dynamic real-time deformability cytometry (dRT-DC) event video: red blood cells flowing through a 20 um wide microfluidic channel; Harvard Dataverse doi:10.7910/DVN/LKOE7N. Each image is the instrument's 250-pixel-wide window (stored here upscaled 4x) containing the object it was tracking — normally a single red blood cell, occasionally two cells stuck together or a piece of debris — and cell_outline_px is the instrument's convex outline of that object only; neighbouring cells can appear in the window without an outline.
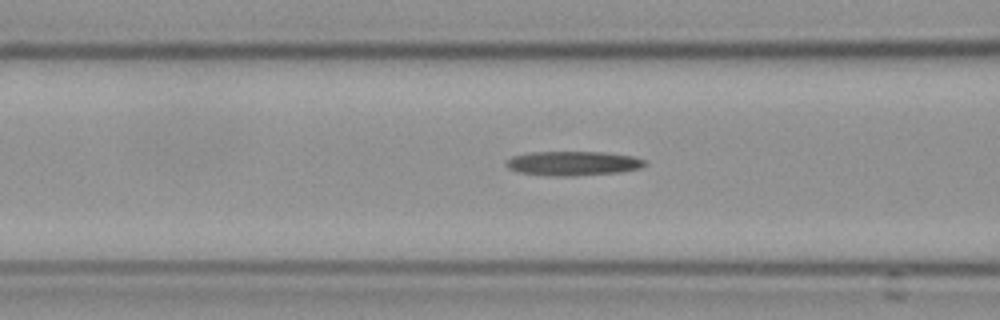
{"species": "Egyptian fruit bat (a non-hibernating species)", "species_latin": "Rousettus aegyptiacus", "temperature_condition": "cold", "stored_images_in_passage": 27, "camera_frame_rate_fps": 3000, "um_per_image_px": 0.085, "frame": {"image": 1, "passage_image": 5, "time_ms": 1.333, "image_size_px": [1000, 320], "cell_outline_px": [[644, 164], [640, 168], [620, 172], [572, 176], [552, 176], [516, 172], [508, 168], [504, 164], [512, 156], [532, 152], [604, 152], [632, 156], [644, 160]], "centroid_in_image_um": [48.65, 13.89], "position_along_channel_um": 117.9, "area_um2": 19.59}}